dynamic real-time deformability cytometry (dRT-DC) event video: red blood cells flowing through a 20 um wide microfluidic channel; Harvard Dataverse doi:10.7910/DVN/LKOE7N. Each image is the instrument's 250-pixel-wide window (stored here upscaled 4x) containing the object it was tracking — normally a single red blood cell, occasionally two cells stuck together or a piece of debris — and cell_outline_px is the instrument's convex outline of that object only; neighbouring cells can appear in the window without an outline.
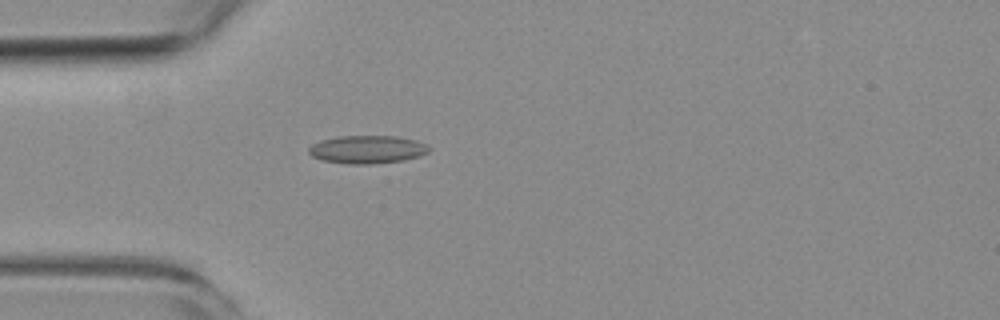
{"species": "common noctule bat (a hibernating species)", "species_latin": "Nyctalus noctula", "temperature_condition": "room temperature", "stored_images_in_passage": 4, "camera_frame_rate_fps": 3000, "um_per_image_px": 0.085, "animal": {"sex": "female", "body_mass_g": 19.3, "forearm_length_mm": 54.1}, "frame": {"image": 1, "passage_image": 4, "time_ms": 3.667, "image_size_px": [1000, 320], "cell_outline_px": [[432, 148], [428, 152], [420, 156], [404, 160], [372, 164], [348, 164], [320, 160], [312, 156], [308, 152], [308, 148], [312, 144], [320, 140], [340, 136], [396, 136], [416, 140], [428, 144]], "centroid_in_image_um": [31.23, 12.7], "position_along_channel_um": 53.8, "area_um2": 19.88}}